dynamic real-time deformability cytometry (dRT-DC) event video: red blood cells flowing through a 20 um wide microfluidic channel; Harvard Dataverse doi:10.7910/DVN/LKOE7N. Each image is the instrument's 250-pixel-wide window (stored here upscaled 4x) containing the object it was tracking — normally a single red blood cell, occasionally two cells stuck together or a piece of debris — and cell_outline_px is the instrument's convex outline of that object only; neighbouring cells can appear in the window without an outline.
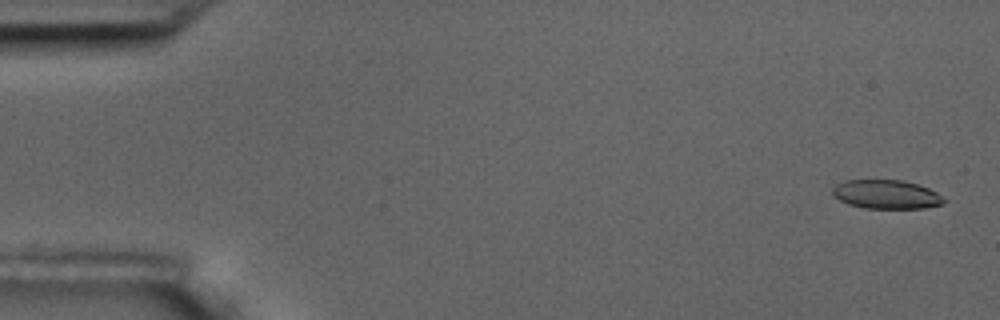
{"species": "common noctule bat (a hibernating species)", "species_latin": "Nyctalus noctula", "temperature_condition": "room temperature", "stored_images_in_passage": 6, "camera_frame_rate_fps": 3000, "um_per_image_px": 0.085, "animal": {"sex": "male", "body_mass_g": 17.5, "forearm_length_mm": 52.3}, "frame": {"image": 1, "passage_image": 1, "time_ms": 0.0, "image_size_px": [1000, 320], "cell_outline_px": [[944, 200], [940, 204], [924, 208], [864, 208], [848, 204], [832, 196], [832, 188], [836, 184], [848, 180], [900, 180], [916, 184], [928, 188], [936, 192]], "centroid_in_image_um": [75.27, 16.52], "position_along_channel_um": 9.7, "area_um2": 18.5}}
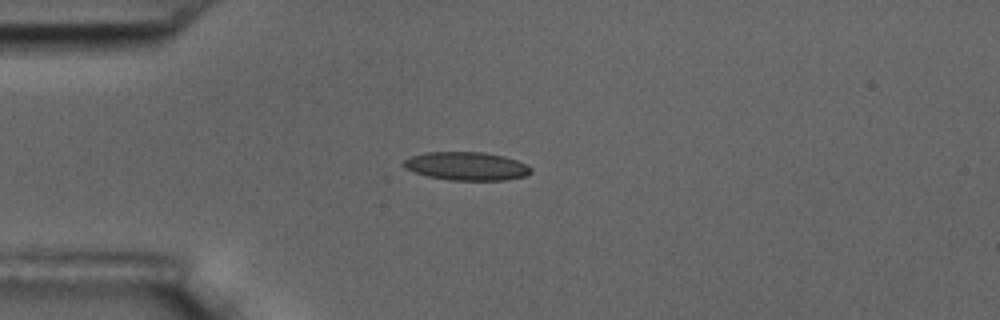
{"frame": {"image": 2, "passage_image": 4, "time_ms": 4.333, "image_size_px": [1000, 320], "cell_outline_px": [[532, 172], [524, 176], [504, 180], [452, 180], [428, 176], [404, 168], [400, 164], [404, 160], [412, 156], [424, 152], [484, 152], [504, 156], [516, 160], [532, 168]], "centroid_in_image_um": [39.63, 14.11], "position_along_channel_um": 45.4, "area_um2": 20.92}}